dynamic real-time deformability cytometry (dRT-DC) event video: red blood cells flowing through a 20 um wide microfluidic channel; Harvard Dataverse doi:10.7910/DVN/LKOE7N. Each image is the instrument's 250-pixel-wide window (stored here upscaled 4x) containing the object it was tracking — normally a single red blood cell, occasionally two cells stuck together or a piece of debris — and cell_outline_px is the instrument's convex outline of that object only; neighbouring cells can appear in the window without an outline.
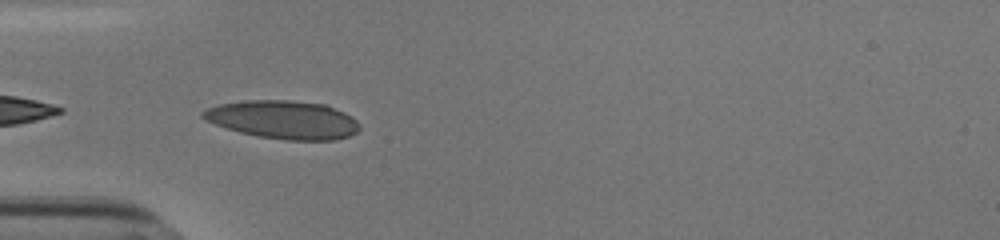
{"species": "human", "species_latin": "Homo sapiens", "temperature_condition": "cold", "stored_images_in_passage": 15, "camera_frame_rate_fps": 3000, "um_per_image_px": 0.085, "donor": {"sex": "male"}, "frame": {"image": 1, "passage_image": 1, "time_ms": 0.0, "image_size_px": [1000, 240], "cell_outline_px": [[360, 128], [356, 132], [348, 136], [332, 140], [284, 140], [260, 136], [240, 132], [204, 120], [200, 116], [200, 112], [208, 108], [220, 104], [244, 100], [288, 100], [324, 104], [344, 112], [352, 116], [360, 124]], "centroid_in_image_um": [24.07, 10.17], "position_along_channel_um": 60.9, "area_um2": 34.8}}
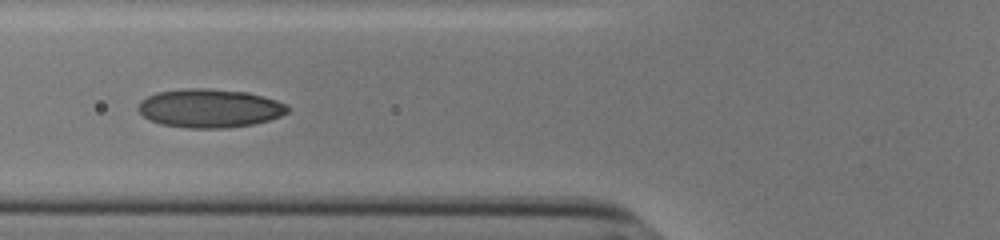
{"frame": {"image": 2, "passage_image": 5, "time_ms": 1.333, "image_size_px": [1000, 240], "cell_outline_px": [[288, 112], [280, 116], [268, 120], [252, 124], [224, 128], [188, 128], [160, 124], [148, 120], [136, 108], [140, 100], [156, 92], [188, 88], [204, 88], [248, 92], [276, 100], [288, 104]], "centroid_in_image_um": [17.79, 9.2], "position_along_channel_um": 108.0, "area_um2": 33.7}}
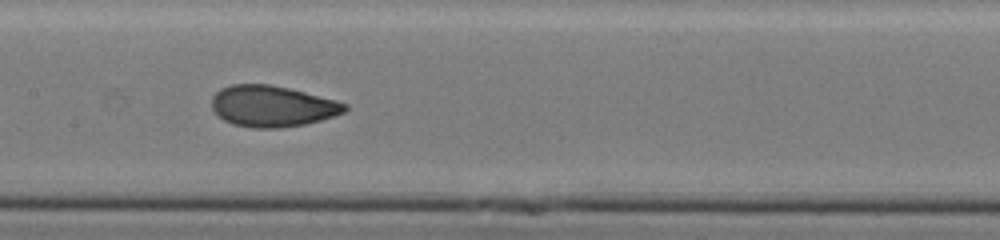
{"frame": {"image": 3, "passage_image": 11, "time_ms": 3.333, "image_size_px": [1000, 240], "cell_outline_px": [[348, 108], [344, 112], [320, 120], [304, 124], [280, 128], [252, 128], [232, 124], [224, 120], [212, 108], [212, 96], [220, 88], [232, 84], [268, 84], [288, 88], [336, 100], [348, 104]], "centroid_in_image_um": [23.12, 9.02], "position_along_channel_um": 184.3, "area_um2": 31.79}}